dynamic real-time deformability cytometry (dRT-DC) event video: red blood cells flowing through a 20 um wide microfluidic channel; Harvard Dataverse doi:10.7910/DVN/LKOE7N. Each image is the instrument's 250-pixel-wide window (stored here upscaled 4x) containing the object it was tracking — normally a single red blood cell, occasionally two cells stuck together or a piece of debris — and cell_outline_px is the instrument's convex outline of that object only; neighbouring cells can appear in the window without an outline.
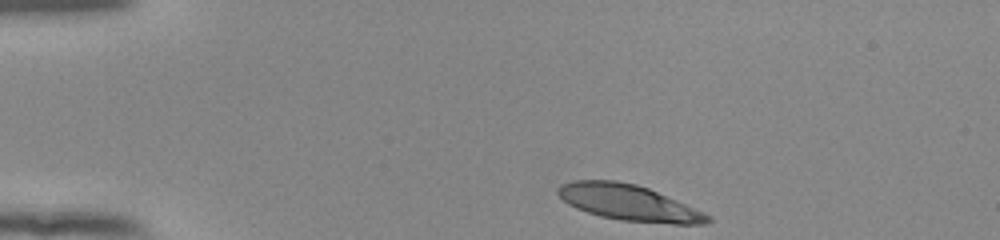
{"species": "human", "species_latin": "Homo sapiens", "temperature_condition": "room temperature", "stored_images_in_passage": 37, "camera_frame_rate_fps": 3000, "um_per_image_px": 0.085, "donor": {"sex": "female"}, "frame": {"image": 1, "passage_image": 1, "time_ms": 0.0, "image_size_px": [1000, 240], "cell_outline_px": [[712, 220], [704, 224], [672, 224], [620, 220], [600, 216], [576, 208], [568, 204], [556, 192], [556, 188], [560, 184], [572, 180], [616, 180], [636, 184], [648, 188], [704, 212], [712, 216]], "centroid_in_image_um": [53.42, 17.22], "position_along_channel_um": 31.6, "area_um2": 31.27}}
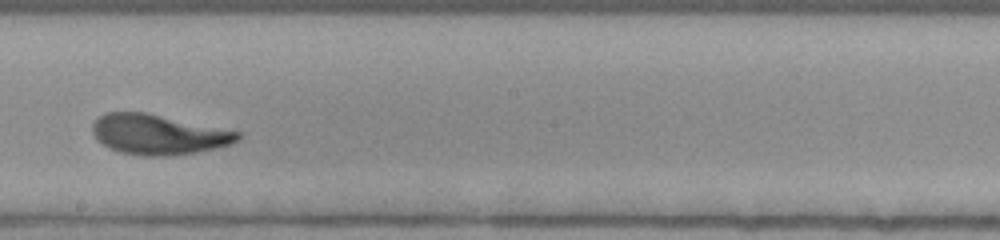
{"frame": {"image": 2, "passage_image": 22, "time_ms": 7.0, "image_size_px": [1000, 240], "cell_outline_px": [[240, 140], [232, 144], [216, 148], [196, 152], [164, 156], [144, 156], [120, 152], [108, 148], [96, 140], [92, 132], [92, 124], [104, 112], [144, 112], [240, 132]], "centroid_in_image_um": [13.42, 11.43], "position_along_channel_um": 234.8, "area_um2": 33.81}}
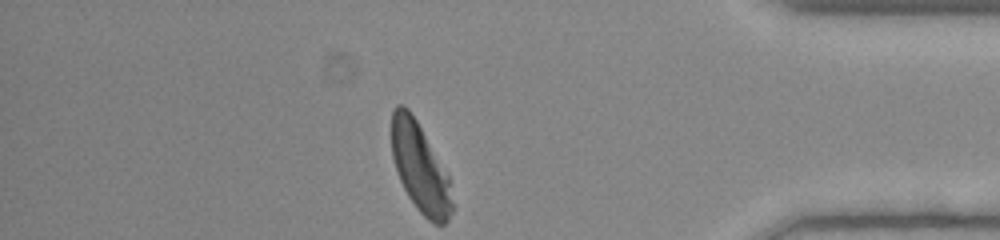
{"frame": {"image": 3, "passage_image": 37, "time_ms": 12.0, "image_size_px": [1000, 240], "cell_outline_px": [[452, 212], [448, 220], [444, 224], [432, 224], [416, 208], [408, 196], [400, 180], [392, 156], [392, 108], [396, 104], [404, 104], [408, 108], [416, 120], [448, 176], [452, 204]], "centroid_in_image_um": [35.68, 14.27], "position_along_channel_um": 399.5, "area_um2": 30.87}, "authors_computed_cell_mechanics": {"area_um2": 32.946, "velocity_mm_per_s": 3.8752, "shape_relaxation_time_tau1_ms": 3.7845, "shape_relaxation_time_tau2_ms": 0.8583, "deformation_change_tau1": 0.192, "deformation_change_tau2": 0.069}}